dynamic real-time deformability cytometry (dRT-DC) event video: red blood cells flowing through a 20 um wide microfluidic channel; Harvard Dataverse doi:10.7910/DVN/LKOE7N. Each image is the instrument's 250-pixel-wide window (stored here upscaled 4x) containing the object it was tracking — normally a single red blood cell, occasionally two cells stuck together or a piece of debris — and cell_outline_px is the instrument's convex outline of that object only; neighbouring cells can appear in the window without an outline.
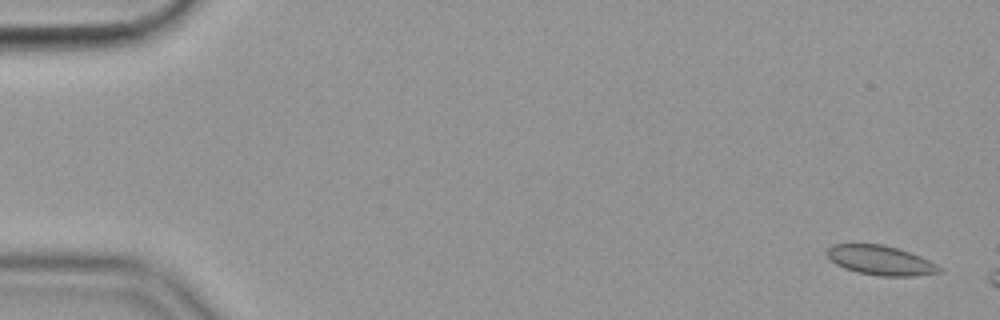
{"species": "common noctule bat (a hibernating species)", "species_latin": "Nyctalus noctula", "temperature_condition": "cold", "stored_images_in_passage": 11, "camera_frame_rate_fps": 3000, "um_per_image_px": 0.085, "animal": {"sex": "female", "body_mass_g": 19.9}, "frame": {"image": 1, "passage_image": 2, "time_ms": 0.333, "image_size_px": [1000, 320], "cell_outline_px": [[940, 272], [916, 276], [880, 276], [856, 272], [844, 268], [836, 264], [824, 252], [832, 244], [880, 244], [896, 248], [920, 256], [936, 264], [940, 268]], "centroid_in_image_um": [74.8, 22.13], "position_along_channel_um": 10.2, "area_um2": 19.13}}